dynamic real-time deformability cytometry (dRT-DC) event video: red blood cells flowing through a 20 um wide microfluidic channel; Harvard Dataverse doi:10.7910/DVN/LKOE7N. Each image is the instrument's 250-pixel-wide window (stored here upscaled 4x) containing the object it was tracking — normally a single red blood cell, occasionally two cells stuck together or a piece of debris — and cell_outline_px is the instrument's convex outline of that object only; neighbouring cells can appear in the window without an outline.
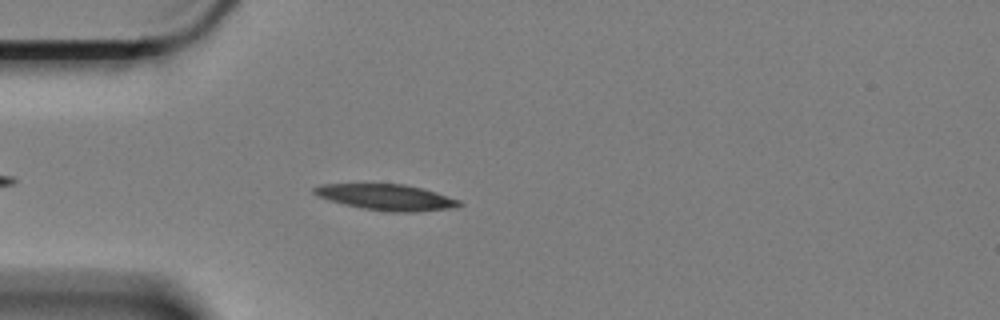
{"species": "Egyptian fruit bat (a non-hibernating species)", "species_latin": "Rousettus aegyptiacus", "temperature_condition": "cold", "stored_images_in_passage": 46, "camera_frame_rate_fps": 3000, "um_per_image_px": 0.085, "animal": {"sex": "female"}, "frame": {"image": 1, "passage_image": 6, "time_ms": 1.667, "image_size_px": [1000, 320], "cell_outline_px": [[464, 204], [456, 208], [416, 212], [388, 212], [364, 208], [344, 204], [328, 200], [316, 196], [312, 192], [312, 188], [320, 184], [404, 184], [436, 192], [460, 200]], "centroid_in_image_um": [32.85, 16.77], "position_along_channel_um": 52.1, "area_um2": 22.08}}
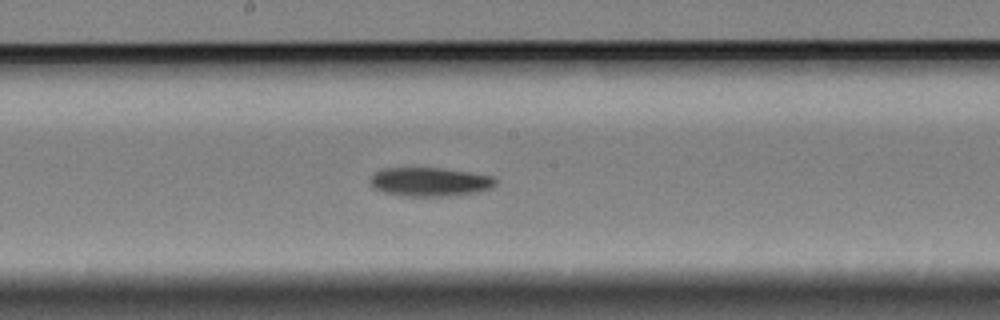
{"frame": {"image": 2, "passage_image": 21, "time_ms": 6.667, "image_size_px": [1000, 320], "cell_outline_px": [[496, 184], [492, 188], [476, 192], [452, 196], [400, 196], [384, 192], [372, 188], [368, 180], [376, 172], [384, 168], [444, 168], [492, 176], [496, 180]], "centroid_in_image_um": [36.51, 15.46], "position_along_channel_um": 211.7, "area_um2": 21.21}}
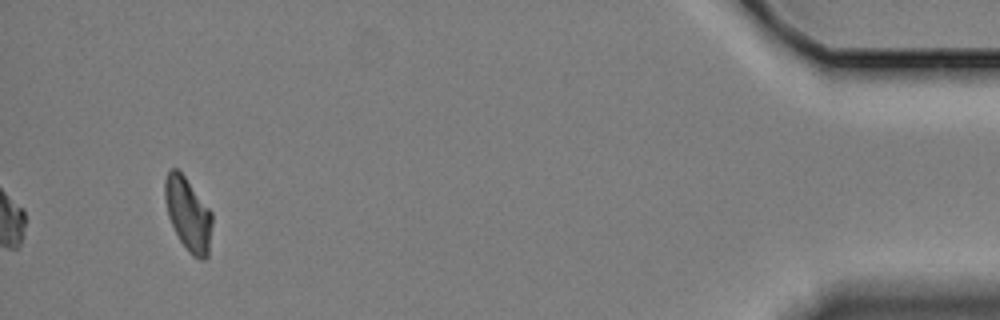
{"frame": {"image": 3, "passage_image": 46, "time_ms": 15.0, "image_size_px": [1000, 320], "cell_outline_px": [[212, 224], [208, 256], [204, 260], [200, 260], [192, 256], [188, 252], [180, 240], [168, 216], [164, 196], [164, 180], [168, 172], [172, 168], [176, 168], [184, 176], [212, 212]], "centroid_in_image_um": [15.99, 18.23], "position_along_channel_um": 419.2, "area_um2": 20.06}, "authors_computed_cell_mechanics": {"area_um2": 21.097, "velocity_mm_per_s": 3.3523, "shape_relaxation_time_tau1_ms": 4.349, "shape_relaxation_time_tau2_ms": null, "deformation_change_tau1": 0.1386, "deformation_change_tau2": null}}